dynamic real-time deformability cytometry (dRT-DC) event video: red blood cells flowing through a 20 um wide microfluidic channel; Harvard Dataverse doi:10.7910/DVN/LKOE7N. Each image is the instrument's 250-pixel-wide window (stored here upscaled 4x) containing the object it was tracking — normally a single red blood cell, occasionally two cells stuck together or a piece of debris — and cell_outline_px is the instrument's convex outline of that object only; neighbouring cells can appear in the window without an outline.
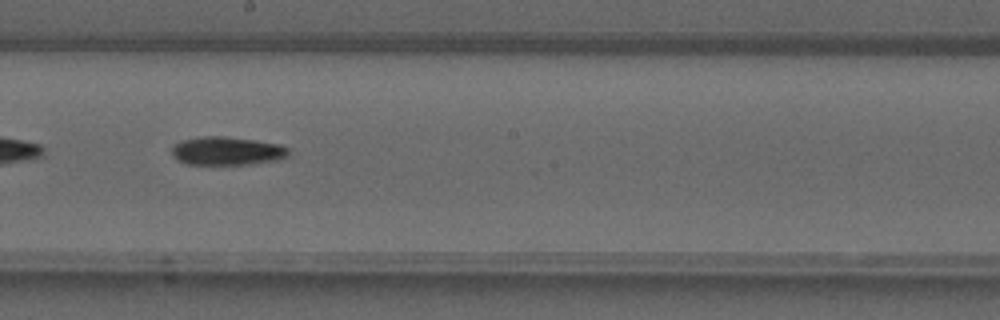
{"species": "common noctule bat (a hibernating species)", "species_latin": "Nyctalus noctula", "temperature_condition": "warm", "stored_images_in_passage": 40, "camera_frame_rate_fps": 3000, "um_per_image_px": 0.085, "animal": {"sex": "male", "forearm_length_mm": 52.5}, "frame": {"image": 1, "passage_image": 23, "time_ms": 7.333, "image_size_px": [1000, 320], "cell_outline_px": [[288, 156], [280, 160], [252, 164], [188, 164], [172, 156], [172, 148], [176, 144], [184, 140], [204, 136], [224, 136], [256, 140], [280, 144], [288, 148]], "centroid_in_image_um": [19.35, 12.83], "position_along_channel_um": 228.8, "area_um2": 19.25}}